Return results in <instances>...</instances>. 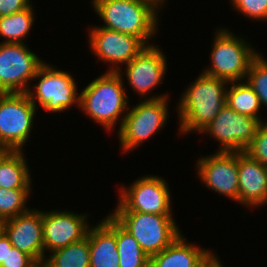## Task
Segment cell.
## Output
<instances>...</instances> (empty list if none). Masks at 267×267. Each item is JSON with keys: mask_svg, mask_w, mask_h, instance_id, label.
I'll return each instance as SVG.
<instances>
[{"mask_svg": "<svg viewBox=\"0 0 267 267\" xmlns=\"http://www.w3.org/2000/svg\"><path fill=\"white\" fill-rule=\"evenodd\" d=\"M229 82L201 73L182 93L178 103L179 130L182 134L201 132L226 105Z\"/></svg>", "mask_w": 267, "mask_h": 267, "instance_id": "obj_1", "label": "cell"}, {"mask_svg": "<svg viewBox=\"0 0 267 267\" xmlns=\"http://www.w3.org/2000/svg\"><path fill=\"white\" fill-rule=\"evenodd\" d=\"M121 75L120 70L106 71L82 89L80 94L79 108L108 131L115 127L117 120L119 122L120 119L119 123L122 124L124 111L129 109Z\"/></svg>", "mask_w": 267, "mask_h": 267, "instance_id": "obj_2", "label": "cell"}, {"mask_svg": "<svg viewBox=\"0 0 267 267\" xmlns=\"http://www.w3.org/2000/svg\"><path fill=\"white\" fill-rule=\"evenodd\" d=\"M103 28L139 37L145 44L158 28V9L140 0H92Z\"/></svg>", "mask_w": 267, "mask_h": 267, "instance_id": "obj_3", "label": "cell"}, {"mask_svg": "<svg viewBox=\"0 0 267 267\" xmlns=\"http://www.w3.org/2000/svg\"><path fill=\"white\" fill-rule=\"evenodd\" d=\"M110 215L133 235L149 257L161 252L181 235L172 215L140 212H113Z\"/></svg>", "mask_w": 267, "mask_h": 267, "instance_id": "obj_4", "label": "cell"}, {"mask_svg": "<svg viewBox=\"0 0 267 267\" xmlns=\"http://www.w3.org/2000/svg\"><path fill=\"white\" fill-rule=\"evenodd\" d=\"M214 37L210 55L212 64L203 73L228 82L242 81L259 52L228 29H217Z\"/></svg>", "mask_w": 267, "mask_h": 267, "instance_id": "obj_5", "label": "cell"}, {"mask_svg": "<svg viewBox=\"0 0 267 267\" xmlns=\"http://www.w3.org/2000/svg\"><path fill=\"white\" fill-rule=\"evenodd\" d=\"M147 97L125 113L118 137L123 153L139 147L166 125L168 119V95Z\"/></svg>", "mask_w": 267, "mask_h": 267, "instance_id": "obj_6", "label": "cell"}, {"mask_svg": "<svg viewBox=\"0 0 267 267\" xmlns=\"http://www.w3.org/2000/svg\"><path fill=\"white\" fill-rule=\"evenodd\" d=\"M27 93H0V145L22 150L36 114Z\"/></svg>", "mask_w": 267, "mask_h": 267, "instance_id": "obj_7", "label": "cell"}, {"mask_svg": "<svg viewBox=\"0 0 267 267\" xmlns=\"http://www.w3.org/2000/svg\"><path fill=\"white\" fill-rule=\"evenodd\" d=\"M45 62L36 73L34 79H39L36 90L28 89L27 94L32 103L39 105L48 112H62L73 104L79 107L80 94L74 78L68 72L57 70Z\"/></svg>", "mask_w": 267, "mask_h": 267, "instance_id": "obj_8", "label": "cell"}, {"mask_svg": "<svg viewBox=\"0 0 267 267\" xmlns=\"http://www.w3.org/2000/svg\"><path fill=\"white\" fill-rule=\"evenodd\" d=\"M115 212H140L172 215L171 193L162 177L143 176L128 188L121 187Z\"/></svg>", "mask_w": 267, "mask_h": 267, "instance_id": "obj_9", "label": "cell"}, {"mask_svg": "<svg viewBox=\"0 0 267 267\" xmlns=\"http://www.w3.org/2000/svg\"><path fill=\"white\" fill-rule=\"evenodd\" d=\"M45 63L24 43L0 44V93H27Z\"/></svg>", "mask_w": 267, "mask_h": 267, "instance_id": "obj_10", "label": "cell"}, {"mask_svg": "<svg viewBox=\"0 0 267 267\" xmlns=\"http://www.w3.org/2000/svg\"><path fill=\"white\" fill-rule=\"evenodd\" d=\"M263 121L241 115L225 105L218 115L201 131L221 144L218 151L243 152L250 145Z\"/></svg>", "mask_w": 267, "mask_h": 267, "instance_id": "obj_11", "label": "cell"}, {"mask_svg": "<svg viewBox=\"0 0 267 267\" xmlns=\"http://www.w3.org/2000/svg\"><path fill=\"white\" fill-rule=\"evenodd\" d=\"M92 28L88 34L90 47L98 59L112 64L109 72L121 70L118 68L119 63L121 66L122 63L126 65L147 46L139 37L130 34L101 26Z\"/></svg>", "mask_w": 267, "mask_h": 267, "instance_id": "obj_12", "label": "cell"}, {"mask_svg": "<svg viewBox=\"0 0 267 267\" xmlns=\"http://www.w3.org/2000/svg\"><path fill=\"white\" fill-rule=\"evenodd\" d=\"M198 176L206 187L237 202L239 181L237 152L217 151L197 162Z\"/></svg>", "mask_w": 267, "mask_h": 267, "instance_id": "obj_13", "label": "cell"}, {"mask_svg": "<svg viewBox=\"0 0 267 267\" xmlns=\"http://www.w3.org/2000/svg\"><path fill=\"white\" fill-rule=\"evenodd\" d=\"M2 231L13 247L29 254L37 263L44 262L42 211L29 210L1 222Z\"/></svg>", "mask_w": 267, "mask_h": 267, "instance_id": "obj_14", "label": "cell"}, {"mask_svg": "<svg viewBox=\"0 0 267 267\" xmlns=\"http://www.w3.org/2000/svg\"><path fill=\"white\" fill-rule=\"evenodd\" d=\"M59 211L42 212L45 253L81 241L87 235L90 225L86 221V214Z\"/></svg>", "mask_w": 267, "mask_h": 267, "instance_id": "obj_15", "label": "cell"}, {"mask_svg": "<svg viewBox=\"0 0 267 267\" xmlns=\"http://www.w3.org/2000/svg\"><path fill=\"white\" fill-rule=\"evenodd\" d=\"M166 57L158 46H146L126 64V76L131 88L139 96H147L163 81L167 70ZM151 90V91H150Z\"/></svg>", "mask_w": 267, "mask_h": 267, "instance_id": "obj_16", "label": "cell"}, {"mask_svg": "<svg viewBox=\"0 0 267 267\" xmlns=\"http://www.w3.org/2000/svg\"><path fill=\"white\" fill-rule=\"evenodd\" d=\"M238 203L251 207L267 203V167L247 153L237 152Z\"/></svg>", "mask_w": 267, "mask_h": 267, "instance_id": "obj_17", "label": "cell"}, {"mask_svg": "<svg viewBox=\"0 0 267 267\" xmlns=\"http://www.w3.org/2000/svg\"><path fill=\"white\" fill-rule=\"evenodd\" d=\"M93 227V228H92ZM87 231L90 267H120L115 235V219L109 214Z\"/></svg>", "mask_w": 267, "mask_h": 267, "instance_id": "obj_18", "label": "cell"}, {"mask_svg": "<svg viewBox=\"0 0 267 267\" xmlns=\"http://www.w3.org/2000/svg\"><path fill=\"white\" fill-rule=\"evenodd\" d=\"M212 255V251L187 244L181 234L168 247L150 257L149 267H202Z\"/></svg>", "mask_w": 267, "mask_h": 267, "instance_id": "obj_19", "label": "cell"}, {"mask_svg": "<svg viewBox=\"0 0 267 267\" xmlns=\"http://www.w3.org/2000/svg\"><path fill=\"white\" fill-rule=\"evenodd\" d=\"M23 150H10L0 160V188L31 189V175Z\"/></svg>", "mask_w": 267, "mask_h": 267, "instance_id": "obj_20", "label": "cell"}, {"mask_svg": "<svg viewBox=\"0 0 267 267\" xmlns=\"http://www.w3.org/2000/svg\"><path fill=\"white\" fill-rule=\"evenodd\" d=\"M231 87L226 90V105L241 115L260 119L261 102L254 90L245 81L229 82Z\"/></svg>", "mask_w": 267, "mask_h": 267, "instance_id": "obj_21", "label": "cell"}, {"mask_svg": "<svg viewBox=\"0 0 267 267\" xmlns=\"http://www.w3.org/2000/svg\"><path fill=\"white\" fill-rule=\"evenodd\" d=\"M115 235L120 267H149L150 257L137 240L115 220Z\"/></svg>", "mask_w": 267, "mask_h": 267, "instance_id": "obj_22", "label": "cell"}, {"mask_svg": "<svg viewBox=\"0 0 267 267\" xmlns=\"http://www.w3.org/2000/svg\"><path fill=\"white\" fill-rule=\"evenodd\" d=\"M44 263L47 267H90L89 237L52 251Z\"/></svg>", "mask_w": 267, "mask_h": 267, "instance_id": "obj_23", "label": "cell"}, {"mask_svg": "<svg viewBox=\"0 0 267 267\" xmlns=\"http://www.w3.org/2000/svg\"><path fill=\"white\" fill-rule=\"evenodd\" d=\"M32 4L19 12L0 17V36L5 38L4 43H23L34 24Z\"/></svg>", "mask_w": 267, "mask_h": 267, "instance_id": "obj_24", "label": "cell"}, {"mask_svg": "<svg viewBox=\"0 0 267 267\" xmlns=\"http://www.w3.org/2000/svg\"><path fill=\"white\" fill-rule=\"evenodd\" d=\"M31 189L0 188V222L28 211L27 198Z\"/></svg>", "mask_w": 267, "mask_h": 267, "instance_id": "obj_25", "label": "cell"}, {"mask_svg": "<svg viewBox=\"0 0 267 267\" xmlns=\"http://www.w3.org/2000/svg\"><path fill=\"white\" fill-rule=\"evenodd\" d=\"M245 80L260 99L261 105L267 106V60L258 54L251 62Z\"/></svg>", "mask_w": 267, "mask_h": 267, "instance_id": "obj_26", "label": "cell"}, {"mask_svg": "<svg viewBox=\"0 0 267 267\" xmlns=\"http://www.w3.org/2000/svg\"><path fill=\"white\" fill-rule=\"evenodd\" d=\"M267 167V122H262L250 145L244 151Z\"/></svg>", "mask_w": 267, "mask_h": 267, "instance_id": "obj_27", "label": "cell"}, {"mask_svg": "<svg viewBox=\"0 0 267 267\" xmlns=\"http://www.w3.org/2000/svg\"><path fill=\"white\" fill-rule=\"evenodd\" d=\"M230 2L245 17L257 19V21L267 20V0H231Z\"/></svg>", "mask_w": 267, "mask_h": 267, "instance_id": "obj_28", "label": "cell"}, {"mask_svg": "<svg viewBox=\"0 0 267 267\" xmlns=\"http://www.w3.org/2000/svg\"><path fill=\"white\" fill-rule=\"evenodd\" d=\"M37 262L27 253L13 247L7 237V255L0 267H34Z\"/></svg>", "mask_w": 267, "mask_h": 267, "instance_id": "obj_29", "label": "cell"}, {"mask_svg": "<svg viewBox=\"0 0 267 267\" xmlns=\"http://www.w3.org/2000/svg\"><path fill=\"white\" fill-rule=\"evenodd\" d=\"M30 4V0H0V17L22 11Z\"/></svg>", "mask_w": 267, "mask_h": 267, "instance_id": "obj_30", "label": "cell"}, {"mask_svg": "<svg viewBox=\"0 0 267 267\" xmlns=\"http://www.w3.org/2000/svg\"><path fill=\"white\" fill-rule=\"evenodd\" d=\"M7 255V236L3 231L0 232V265Z\"/></svg>", "mask_w": 267, "mask_h": 267, "instance_id": "obj_31", "label": "cell"}, {"mask_svg": "<svg viewBox=\"0 0 267 267\" xmlns=\"http://www.w3.org/2000/svg\"><path fill=\"white\" fill-rule=\"evenodd\" d=\"M218 259L219 258L213 254L202 267H223Z\"/></svg>", "mask_w": 267, "mask_h": 267, "instance_id": "obj_32", "label": "cell"}, {"mask_svg": "<svg viewBox=\"0 0 267 267\" xmlns=\"http://www.w3.org/2000/svg\"><path fill=\"white\" fill-rule=\"evenodd\" d=\"M140 1H144L148 4H150L155 10L159 7H161L163 5L164 7V2L165 0H140Z\"/></svg>", "mask_w": 267, "mask_h": 267, "instance_id": "obj_33", "label": "cell"}, {"mask_svg": "<svg viewBox=\"0 0 267 267\" xmlns=\"http://www.w3.org/2000/svg\"><path fill=\"white\" fill-rule=\"evenodd\" d=\"M10 151V149L5 146L0 145V160Z\"/></svg>", "mask_w": 267, "mask_h": 267, "instance_id": "obj_34", "label": "cell"}, {"mask_svg": "<svg viewBox=\"0 0 267 267\" xmlns=\"http://www.w3.org/2000/svg\"><path fill=\"white\" fill-rule=\"evenodd\" d=\"M34 267H47L44 262L37 263Z\"/></svg>", "mask_w": 267, "mask_h": 267, "instance_id": "obj_35", "label": "cell"}]
</instances>
